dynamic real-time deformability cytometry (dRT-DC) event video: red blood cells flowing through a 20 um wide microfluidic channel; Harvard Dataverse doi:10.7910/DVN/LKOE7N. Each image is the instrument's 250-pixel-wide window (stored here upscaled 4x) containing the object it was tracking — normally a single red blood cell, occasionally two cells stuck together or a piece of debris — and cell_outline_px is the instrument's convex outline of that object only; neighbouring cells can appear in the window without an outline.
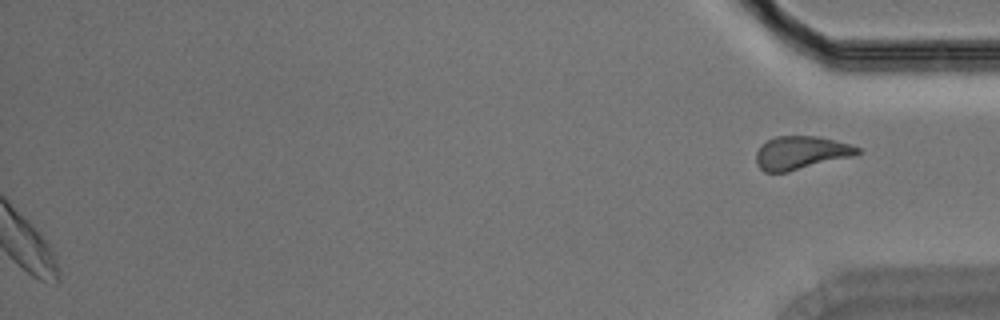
{"species": "Egyptian fruit bat (a non-hibernating species)", "species_latin": "Rousettus aegyptiacus", "temperature_condition": "room temperature", "stored_images_in_passage": 44, "segment_of_instrument_passage": [2, 2], "camera_frame_rate_fps": 3000, "um_per_image_px": 0.085, "animal": {"sex": "male"}, "frame": {"image": 1, "passage_image": 44, "time_ms": 14.333, "image_size_px": [1000, 320], "cell_outline_px": [[864, 152], [856, 156], [788, 172], [764, 172], [756, 164], [756, 152], [760, 144], [776, 136], [820, 136], [848, 144], [860, 148]], "centroid_in_image_um": [68.1, 12.99], "position_along_channel_um": 367.1, "area_um2": 20.0}}